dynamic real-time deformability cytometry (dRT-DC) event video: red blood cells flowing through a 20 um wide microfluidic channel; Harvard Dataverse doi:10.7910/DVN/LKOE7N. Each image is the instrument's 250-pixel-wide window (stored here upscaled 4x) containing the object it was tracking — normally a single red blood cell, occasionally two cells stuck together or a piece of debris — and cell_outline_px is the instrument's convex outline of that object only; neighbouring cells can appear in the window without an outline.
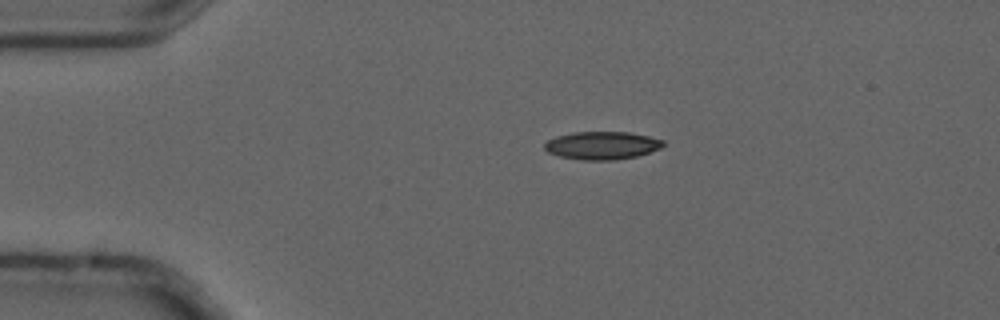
{"species": "common noctule bat (a hibernating species)", "species_latin": "Nyctalus noctula", "temperature_condition": "cold", "stored_images_in_passage": 5, "camera_frame_rate_fps": 3000, "um_per_image_px": 0.085, "animal": {"sex": "male", "forearm_length_mm": 52.5}, "frame": {"image": 1, "passage_image": 3, "time_ms": 0.667, "image_size_px": [1000, 320], "cell_outline_px": [[664, 144], [660, 148], [636, 156], [616, 160], [580, 160], [560, 156], [548, 152], [544, 148], [544, 144], [548, 140], [556, 136], [572, 132], [628, 132], [648, 136], [664, 140]], "centroid_in_image_um": [51.15, 12.36], "position_along_channel_um": 33.9, "area_um2": 19.25}}
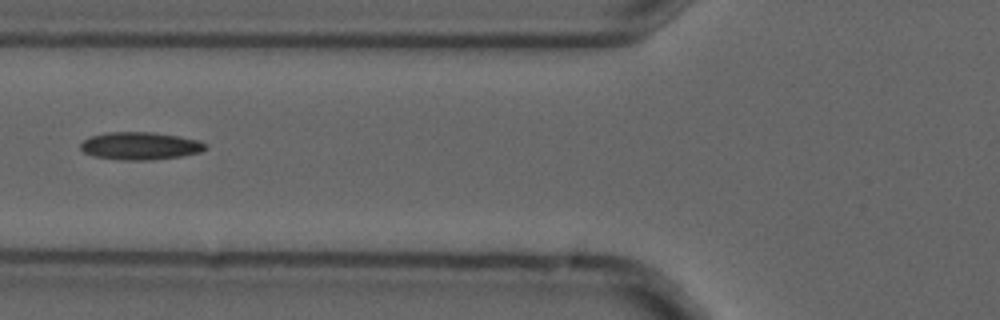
{"frame": {"image": 2, "passage_image": 5, "time_ms": 1.333, "image_size_px": [1000, 320], "cell_outline_px": [[208, 148], [200, 152], [180, 156], [148, 160], [120, 160], [92, 156], [84, 152], [80, 148], [80, 144], [84, 140], [92, 136], [108, 132], [152, 132], [200, 140], [208, 144]], "centroid_in_image_um": [11.92, 12.4], "position_along_channel_um": 113.9, "area_um2": 20.11}}